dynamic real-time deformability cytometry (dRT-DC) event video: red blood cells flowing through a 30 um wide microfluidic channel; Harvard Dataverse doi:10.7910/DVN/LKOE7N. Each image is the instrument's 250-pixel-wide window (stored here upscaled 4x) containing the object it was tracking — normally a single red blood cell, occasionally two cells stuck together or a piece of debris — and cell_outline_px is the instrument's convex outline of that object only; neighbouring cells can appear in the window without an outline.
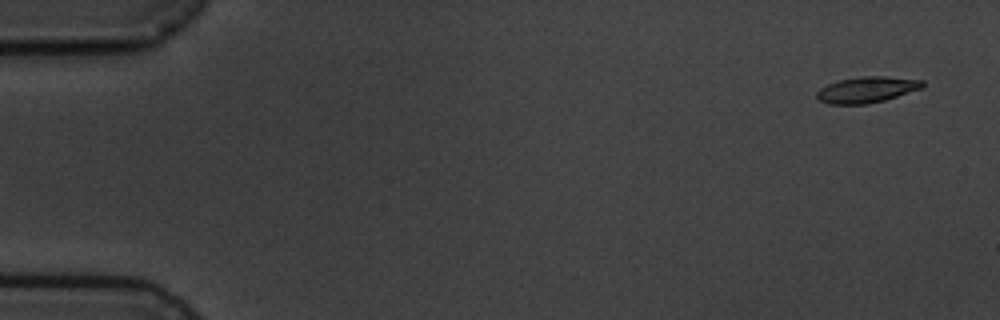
{"species": "common noctule bat (a hibernating species)", "species_latin": "Nyctalus noctula", "temperature_condition": "cold", "stored_images_in_passage": 2, "segment_of_instrument_passage": [2, 2], "camera_frame_rate_fps": 3000, "um_per_image_px": 0.085, "animal": {"sex": "male", "body_mass_g": 19.5, "forearm_length_mm": 54.6}, "frame": {"image": 1, "passage_image": 2, "time_ms": 1.333, "image_size_px": [1000, 320], "cell_outline_px": [[924, 88], [884, 100], [868, 104], [828, 104], [816, 100], [816, 92], [820, 88], [828, 84], [840, 80], [864, 76], [884, 76], [924, 80]], "centroid_in_image_um": [73.68, 7.63], "position_along_channel_um": 11.3, "area_um2": 16.13}}